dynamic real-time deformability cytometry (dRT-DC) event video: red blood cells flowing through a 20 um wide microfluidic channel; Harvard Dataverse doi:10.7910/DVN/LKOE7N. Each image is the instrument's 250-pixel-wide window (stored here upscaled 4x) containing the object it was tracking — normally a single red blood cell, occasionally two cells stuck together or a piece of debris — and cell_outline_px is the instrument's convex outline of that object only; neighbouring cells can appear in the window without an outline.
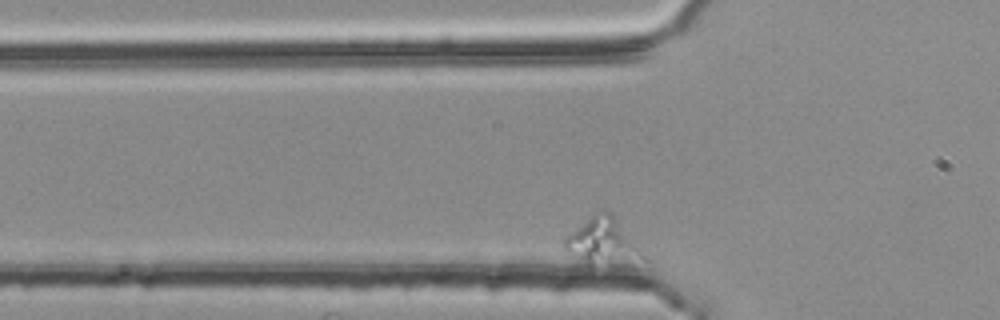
{"species": "common noctule bat (a hibernating species)", "species_latin": "Nyctalus noctula", "temperature_condition": "room temperature", "stored_images_in_passage": 52, "segment_of_instrument_passage": [1, 2], "camera_frame_rate_fps": 3000, "um_per_image_px": 0.085, "animal": {"sex": "female", "body_mass_g": 25.1}, "frame": {"image": 1, "passage_image": 9, "time_ms": 2.667, "image_size_px": [1000, 320], "cell_outline_px": [[644, 256], [588, 264], [564, 252], [564, 240], [572, 232], [596, 212], [608, 212], [616, 220]], "centroid_in_image_um": [51.04, 20.48], "position_along_channel_um": 74.8, "area_um2": 18.79}}